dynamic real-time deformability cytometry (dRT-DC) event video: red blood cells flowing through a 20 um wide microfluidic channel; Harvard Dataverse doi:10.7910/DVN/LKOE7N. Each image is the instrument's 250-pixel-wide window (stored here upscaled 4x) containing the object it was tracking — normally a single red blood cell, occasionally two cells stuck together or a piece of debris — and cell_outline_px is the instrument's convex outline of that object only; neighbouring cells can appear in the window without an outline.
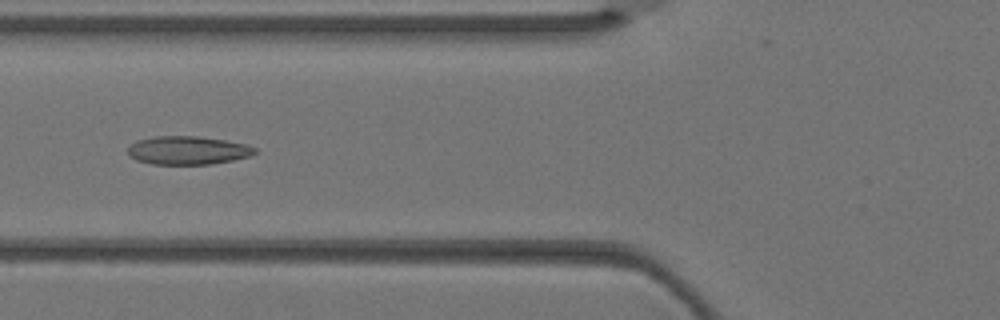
{"species": "Egyptian fruit bat (a non-hibernating species)", "species_latin": "Rousettus aegyptiacus", "temperature_condition": "warm", "stored_images_in_passage": 4, "camera_frame_rate_fps": 3000, "um_per_image_px": 0.085, "animal": {"sex": "female"}, "frame": {"image": 1, "passage_image": 4, "time_ms": 1.0, "image_size_px": [1000, 320], "cell_outline_px": [[256, 152], [248, 156], [232, 160], [212, 164], [152, 164], [136, 160], [128, 156], [128, 148], [136, 140], [152, 136], [196, 136], [224, 140], [244, 144], [256, 148]], "centroid_in_image_um": [15.9, 12.78], "position_along_channel_um": 109.9, "area_um2": 20.92}}